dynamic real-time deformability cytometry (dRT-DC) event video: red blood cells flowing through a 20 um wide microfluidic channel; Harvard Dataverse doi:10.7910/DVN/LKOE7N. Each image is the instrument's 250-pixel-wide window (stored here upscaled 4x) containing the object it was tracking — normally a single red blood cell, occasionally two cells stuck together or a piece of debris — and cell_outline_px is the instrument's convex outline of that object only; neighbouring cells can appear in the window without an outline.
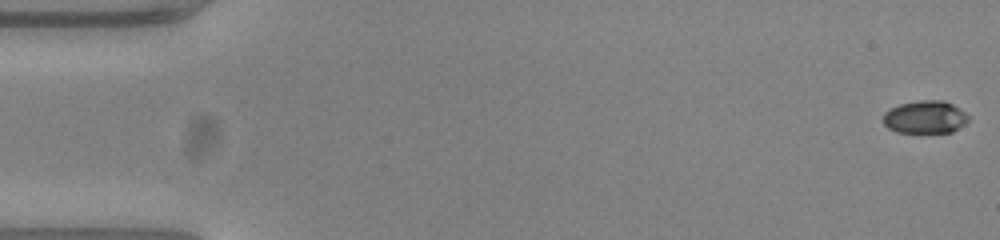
{"species": "common noctule bat (a hibernating species)", "species_latin": "Nyctalus noctula", "temperature_condition": "warm", "stored_images_in_passage": 55, "camera_frame_rate_fps": 3000, "um_per_image_px": 0.085, "animal": {"sex": "female", "body_mass_g": 23.0, "forearm_length_mm": 53.4}, "frame": {"image": 1, "passage_image": 1, "time_ms": 0.0, "image_size_px": [1000, 240], "cell_outline_px": [[968, 120], [964, 124], [952, 132], [896, 132], [888, 128], [884, 124], [884, 112], [900, 104], [920, 100], [944, 100], [952, 104], [964, 112], [968, 116]], "centroid_in_image_um": [78.63, 9.95], "position_along_channel_um": 6.4, "area_um2": 16.07}}
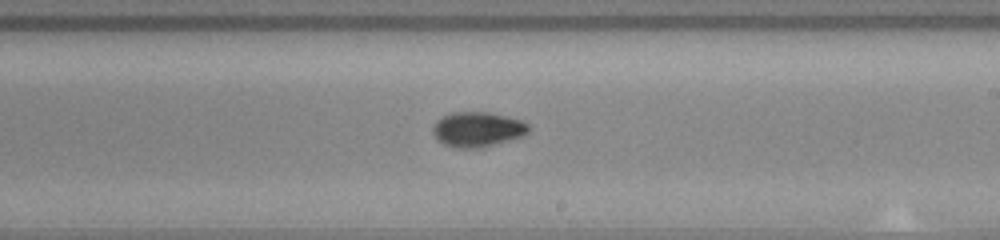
{"frame": {"image": 2, "passage_image": 32, "time_ms": 10.333, "image_size_px": [1000, 240], "cell_outline_px": [[532, 128], [528, 132], [520, 136], [480, 148], [460, 148], [444, 144], [432, 132], [432, 128], [436, 120], [440, 116], [452, 112], [488, 112], [520, 120], [528, 124]], "centroid_in_image_um": [40.56, 10.98], "position_along_channel_um": 248.4, "area_um2": 19.25}}
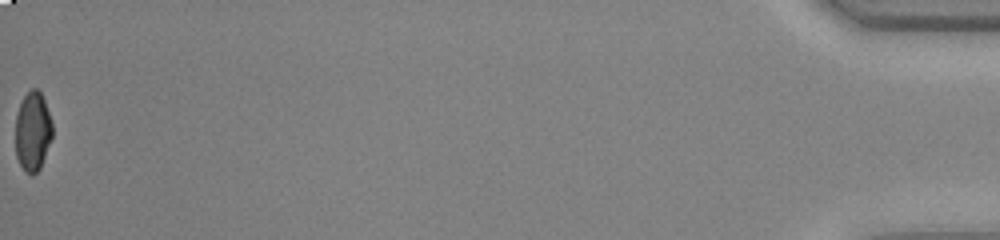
{"frame": {"image": 3, "passage_image": 55, "time_ms": 18.0, "image_size_px": [1000, 240], "cell_outline_px": [[52, 136], [40, 168], [32, 176], [24, 172], [16, 156], [16, 116], [20, 100], [32, 88], [36, 88], [40, 92], [44, 100], [52, 124]], "centroid_in_image_um": [2.76, 11.18], "position_along_channel_um": 432.4, "area_um2": 16.99}, "authors_computed_cell_mechanics": {"area_um2": 18.207, "velocity_mm_per_s": 3.7829, "shape_relaxation_time_tau1_ms": 5.3344, "shape_relaxation_time_tau2_ms": 2.416, "deformation_change_tau1": 0.1861, "deformation_change_tau2": 0.0526}}